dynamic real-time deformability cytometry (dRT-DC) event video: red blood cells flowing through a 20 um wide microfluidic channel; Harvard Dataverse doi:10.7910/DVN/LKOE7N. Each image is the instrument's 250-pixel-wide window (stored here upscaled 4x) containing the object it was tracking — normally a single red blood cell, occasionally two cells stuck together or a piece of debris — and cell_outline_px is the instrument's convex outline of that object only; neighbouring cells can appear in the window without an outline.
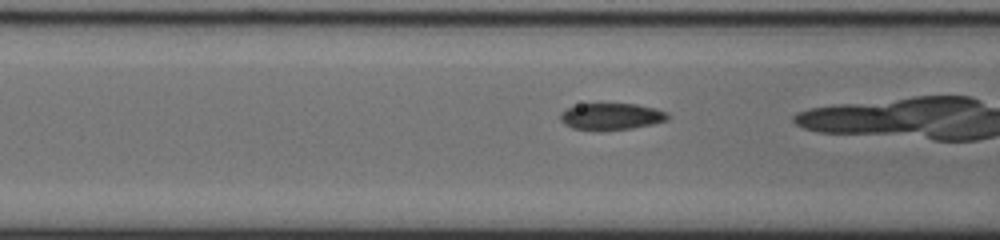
{"species": "common noctule bat (a hibernating species)", "species_latin": "Nyctalus noctula", "temperature_condition": "cold", "stored_images_in_passage": 37, "camera_frame_rate_fps": 3000, "um_per_image_px": 0.085, "animal": {"sex": "male", "body_mass_g": 20.0, "forearm_length_mm": 53.3}, "frame": {"image": 1, "passage_image": 17, "time_ms": 5.333, "image_size_px": [1000, 240], "cell_outline_px": [[668, 120], [652, 124], [632, 128], [572, 128], [564, 124], [560, 120], [560, 112], [568, 108], [580, 104], [636, 104], [656, 108], [668, 112]], "centroid_in_image_um": [51.99, 9.86], "position_along_channel_um": 114.6, "area_um2": 16.13}}
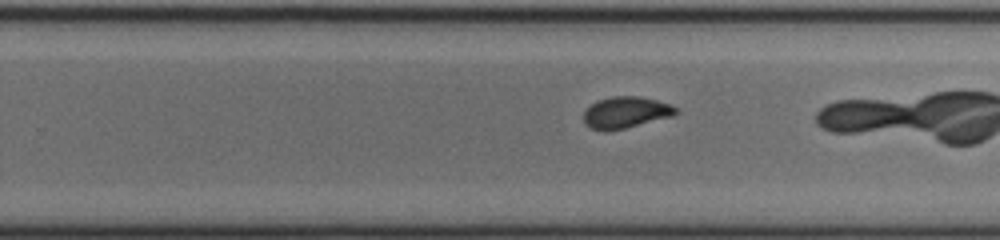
{"frame": {"image": 2, "passage_image": 30, "time_ms": 9.667, "image_size_px": [1000, 240], "cell_outline_px": [[680, 112], [672, 116], [624, 128], [604, 132], [592, 128], [584, 124], [584, 112], [596, 100], [612, 96], [640, 96], [672, 104], [680, 108]], "centroid_in_image_um": [53.22, 9.55], "position_along_channel_um": 276.6, "area_um2": 17.05}}